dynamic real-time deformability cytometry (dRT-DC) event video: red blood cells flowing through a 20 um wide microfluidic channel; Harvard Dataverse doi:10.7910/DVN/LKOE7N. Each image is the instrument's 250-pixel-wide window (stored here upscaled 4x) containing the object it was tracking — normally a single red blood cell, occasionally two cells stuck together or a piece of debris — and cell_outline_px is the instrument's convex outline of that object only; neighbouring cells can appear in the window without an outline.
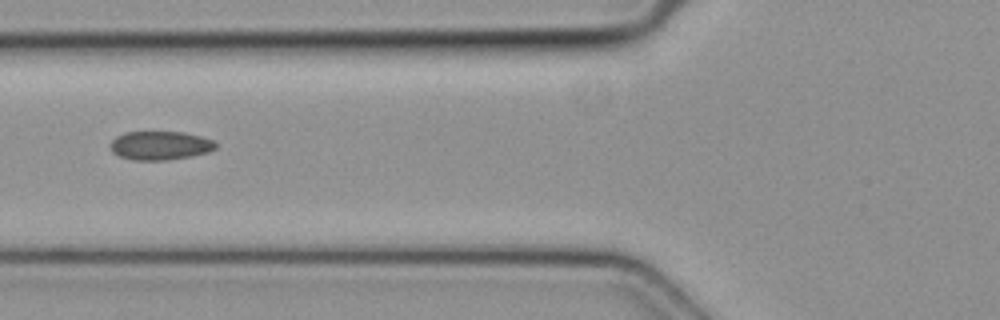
{"species": "common noctule bat (a hibernating species)", "species_latin": "Nyctalus noctula", "temperature_condition": "cold", "stored_images_in_passage": 7, "camera_frame_rate_fps": 3000, "um_per_image_px": 0.085, "animal": {"sex": "female", "body_mass_g": 19.3, "forearm_length_mm": 54.1}, "frame": {"image": 1, "passage_image": 6, "time_ms": 1.667, "image_size_px": [1000, 320], "cell_outline_px": [[216, 148], [208, 152], [192, 156], [164, 160], [132, 160], [120, 156], [112, 152], [108, 144], [116, 136], [124, 132], [184, 132], [200, 136], [212, 140], [216, 144]], "centroid_in_image_um": [13.57, 12.36], "position_along_channel_um": 112.2, "area_um2": 17.69}}
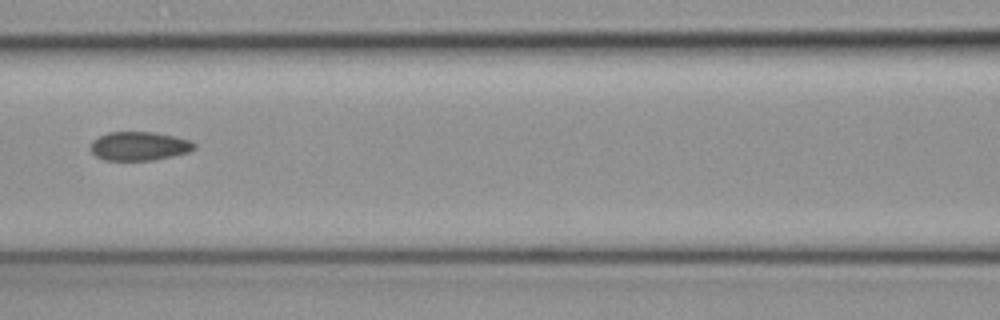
{"frame": {"image": 2, "passage_image": 7, "time_ms": 2.0, "image_size_px": [1000, 320], "cell_outline_px": [[196, 144], [188, 152], [172, 156], [152, 160], [104, 160], [96, 156], [88, 148], [92, 140], [108, 132], [152, 132], [192, 140]], "centroid_in_image_um": [11.78, 12.42], "position_along_channel_um": 154.8, "area_um2": 17.34}}